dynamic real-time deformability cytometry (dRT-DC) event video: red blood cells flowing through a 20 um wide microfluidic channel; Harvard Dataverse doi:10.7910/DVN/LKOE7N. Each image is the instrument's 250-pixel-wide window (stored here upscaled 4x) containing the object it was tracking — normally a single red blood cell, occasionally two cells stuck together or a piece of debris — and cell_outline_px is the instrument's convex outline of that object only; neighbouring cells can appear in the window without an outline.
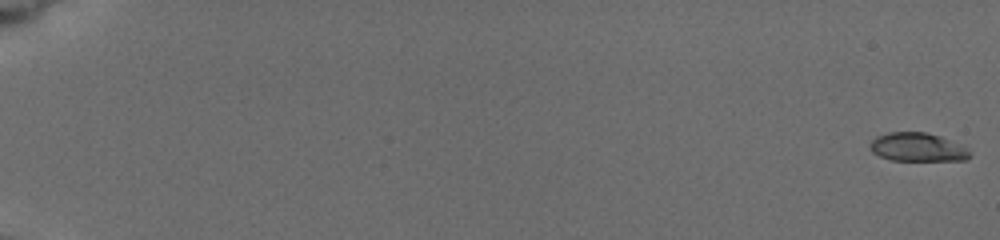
{"species": "common noctule bat (a hibernating species)", "species_latin": "Nyctalus noctula", "temperature_condition": "cold", "stored_images_in_passage": 14, "camera_frame_rate_fps": 3000, "um_per_image_px": 0.085, "animal": {"sex": "female", "body_mass_g": 19.5, "forearm_length_mm": 54.1}, "frame": {"image": 1, "passage_image": 1, "time_ms": 0.0, "image_size_px": [1000, 240], "cell_outline_px": [[972, 156], [964, 160], [892, 160], [880, 156], [872, 152], [872, 140], [876, 136], [888, 132], [924, 132], [940, 136], [968, 148]], "centroid_in_image_um": [78.02, 12.51], "position_along_channel_um": 7.0, "area_um2": 16.42}}
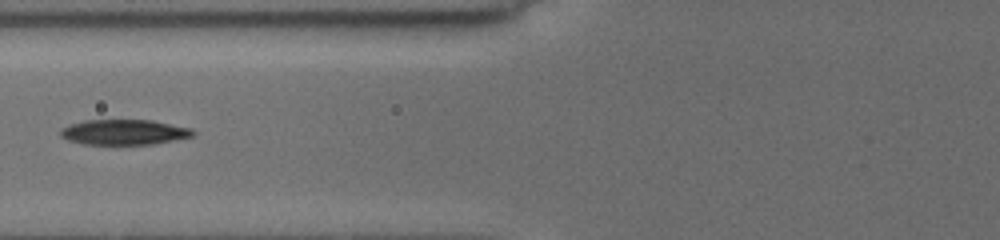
{"frame": {"image": 2, "passage_image": 10, "time_ms": 8.333, "image_size_px": [1000, 240], "cell_outline_px": [[196, 132], [192, 136], [152, 144], [84, 144], [68, 140], [60, 136], [60, 128], [68, 124], [84, 120], [152, 120], [192, 128]], "centroid_in_image_um": [10.51, 11.22], "position_along_channel_um": 115.3, "area_um2": 19.54}}
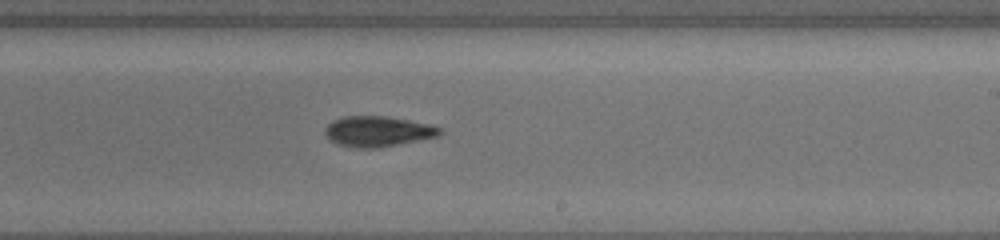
{"frame": {"image": 3, "passage_image": 14, "time_ms": 12.0, "image_size_px": [1000, 240], "cell_outline_px": [[444, 132], [436, 136], [376, 148], [356, 148], [336, 144], [328, 140], [324, 132], [324, 128], [332, 120], [344, 116], [384, 116], [432, 124], [444, 128]], "centroid_in_image_um": [32.08, 11.16], "position_along_channel_um": 256.9, "area_um2": 20.46}}